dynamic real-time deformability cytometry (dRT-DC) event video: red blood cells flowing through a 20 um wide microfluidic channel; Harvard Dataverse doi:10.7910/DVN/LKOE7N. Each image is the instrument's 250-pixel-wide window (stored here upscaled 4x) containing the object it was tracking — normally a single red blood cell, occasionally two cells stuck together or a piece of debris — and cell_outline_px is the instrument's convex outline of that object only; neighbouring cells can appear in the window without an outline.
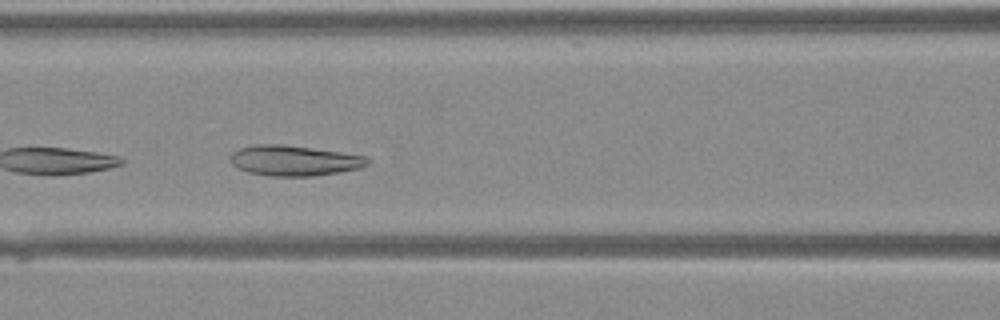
{"species": "Egyptian fruit bat (a non-hibernating species)", "species_latin": "Rousettus aegyptiacus", "temperature_condition": "warm", "stored_images_in_passage": 10, "camera_frame_rate_fps": 3000, "um_per_image_px": 0.085, "animal": {"sex": "female"}, "frame": {"image": 1, "passage_image": 6, "time_ms": 1.667, "image_size_px": [1000, 320], "cell_outline_px": [[372, 160], [368, 164], [360, 168], [340, 172], [312, 176], [272, 176], [248, 172], [236, 168], [232, 164], [228, 156], [232, 152], [240, 148], [256, 144], [284, 144], [368, 156]], "centroid_in_image_um": [25.0, 13.64], "position_along_channel_um": 141.6, "area_um2": 24.51}}